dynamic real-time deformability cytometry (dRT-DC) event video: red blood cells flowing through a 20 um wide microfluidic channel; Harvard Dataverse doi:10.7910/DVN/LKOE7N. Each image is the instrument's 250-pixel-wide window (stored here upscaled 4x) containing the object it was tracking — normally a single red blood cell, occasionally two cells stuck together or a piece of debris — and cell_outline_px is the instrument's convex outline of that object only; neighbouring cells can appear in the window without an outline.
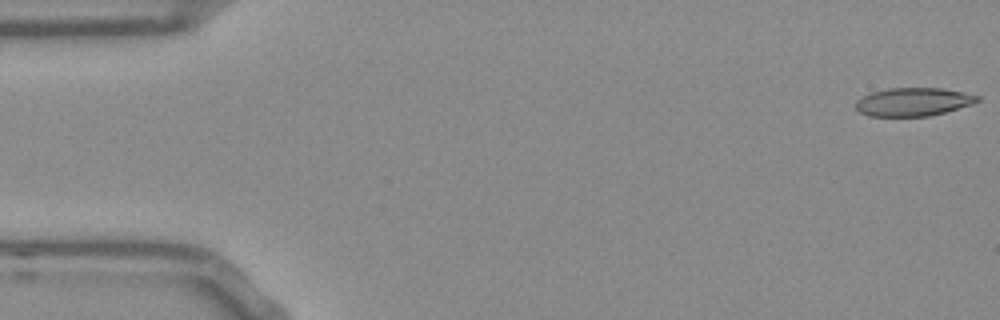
{"species": "Egyptian fruit bat (a non-hibernating species)", "species_latin": "Rousettus aegyptiacus", "temperature_condition": "room temperature", "stored_images_in_passage": 14, "camera_frame_rate_fps": 3000, "um_per_image_px": 0.085, "frame": {"image": 1, "passage_image": 1, "time_ms": 0.0, "image_size_px": [1000, 320], "cell_outline_px": [[980, 100], [972, 104], [944, 112], [928, 116], [868, 116], [860, 112], [856, 108], [856, 100], [872, 92], [888, 88], [940, 88], [964, 92], [980, 96]], "centroid_in_image_um": [77.63, 8.65], "position_along_channel_um": 7.4, "area_um2": 19.94}}
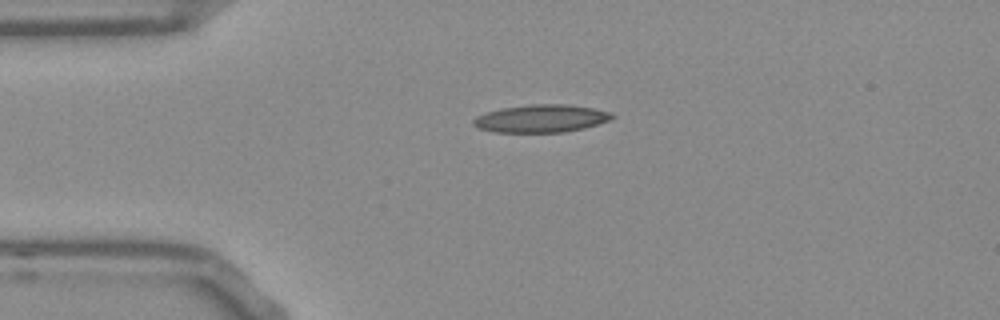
{"frame": {"image": 2, "passage_image": 12, "time_ms": 3.667, "image_size_px": [1000, 320], "cell_outline_px": [[616, 116], [608, 120], [584, 128], [564, 132], [496, 132], [480, 128], [472, 124], [472, 120], [476, 116], [500, 108], [528, 104], [564, 104], [592, 108], [612, 112]], "centroid_in_image_um": [45.99, 10.06], "position_along_channel_um": 39.0, "area_um2": 22.31}}